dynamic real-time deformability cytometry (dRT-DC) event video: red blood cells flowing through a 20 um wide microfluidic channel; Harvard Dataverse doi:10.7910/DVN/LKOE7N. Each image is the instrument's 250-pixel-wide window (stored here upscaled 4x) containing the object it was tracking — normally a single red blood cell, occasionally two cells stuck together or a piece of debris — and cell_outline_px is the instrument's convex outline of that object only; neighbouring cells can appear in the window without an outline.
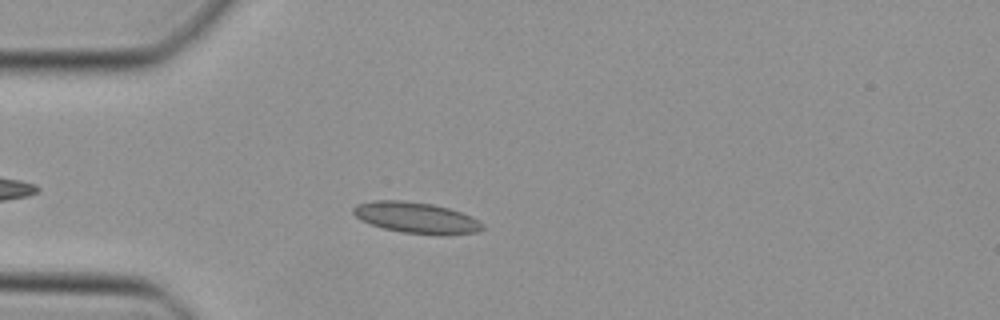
{"species": "Egyptian fruit bat (a non-hibernating species)", "species_latin": "Rousettus aegyptiacus", "temperature_condition": "cold", "stored_images_in_passage": 10, "camera_frame_rate_fps": 3000, "um_per_image_px": 0.085, "animal": {"sex": "female"}, "frame": {"image": 1, "passage_image": 6, "time_ms": 1.667, "image_size_px": [1000, 320], "cell_outline_px": [[484, 228], [476, 232], [440, 236], [404, 232], [384, 228], [360, 220], [352, 212], [352, 208], [356, 204], [372, 200], [400, 200], [432, 204], [448, 208], [472, 216], [484, 224]], "centroid_in_image_um": [35.38, 18.51], "position_along_channel_um": 49.6, "area_um2": 23.47}}